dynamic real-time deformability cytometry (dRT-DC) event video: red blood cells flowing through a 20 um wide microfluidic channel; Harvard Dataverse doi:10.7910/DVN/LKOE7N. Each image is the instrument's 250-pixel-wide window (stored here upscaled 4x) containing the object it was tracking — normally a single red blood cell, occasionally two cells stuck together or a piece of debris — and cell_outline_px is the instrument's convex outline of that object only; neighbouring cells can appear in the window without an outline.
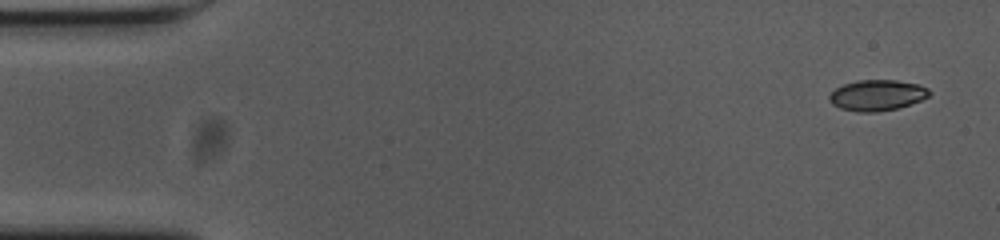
{"species": "common noctule bat (a hibernating species)", "species_latin": "Nyctalus noctula", "temperature_condition": "cold", "stored_images_in_passage": 54, "camera_frame_rate_fps": 3000, "um_per_image_px": 0.085, "animal": {"sex": "female", "body_mass_g": 23.0, "forearm_length_mm": 53.4}, "frame": {"image": 1, "passage_image": 1, "time_ms": 0.0, "image_size_px": [1000, 240], "cell_outline_px": [[932, 92], [928, 96], [920, 100], [896, 108], [876, 112], [860, 112], [840, 108], [832, 104], [828, 100], [828, 96], [836, 88], [844, 84], [860, 80], [896, 80], [920, 84], [928, 88]], "centroid_in_image_um": [74.55, 8.08], "position_along_channel_um": 10.5, "area_um2": 17.86}}
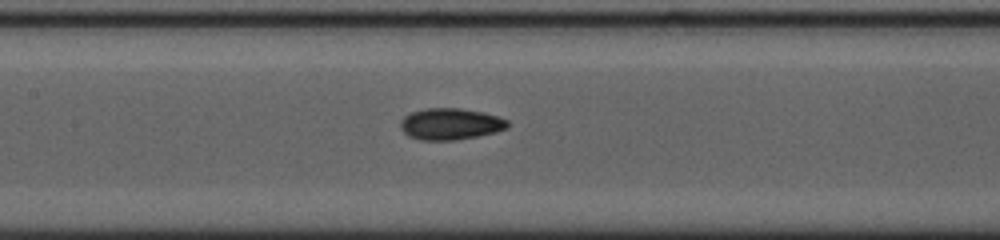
{"frame": {"image": 2, "passage_image": 24, "time_ms": 7.667, "image_size_px": [1000, 240], "cell_outline_px": [[508, 128], [496, 132], [476, 136], [452, 140], [424, 140], [408, 136], [400, 128], [400, 120], [404, 116], [412, 112], [424, 108], [460, 108], [484, 112], [500, 116], [508, 120]], "centroid_in_image_um": [38.3, 10.52], "position_along_channel_um": 169.1, "area_um2": 19.77}}
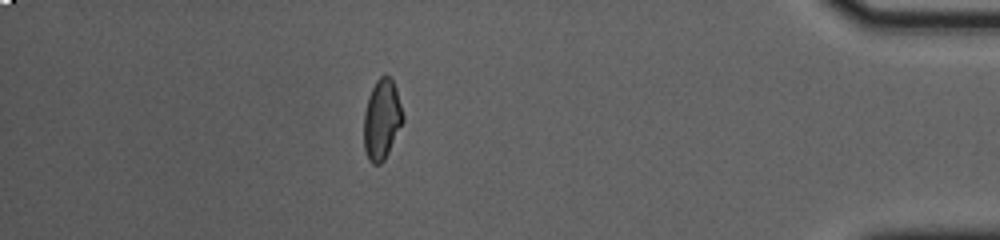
{"frame": {"image": 3, "passage_image": 47, "time_ms": 15.333, "image_size_px": [1000, 240], "cell_outline_px": [[404, 120], [384, 160], [380, 164], [372, 164], [368, 160], [364, 148], [364, 112], [368, 96], [376, 80], [380, 76], [388, 76], [392, 80], [396, 88], [404, 116]], "centroid_in_image_um": [32.44, 10.16], "position_along_channel_um": 402.8, "area_um2": 18.21}, "authors_computed_cell_mechanics": {"area_um2": 18.4671, "velocity_mm_per_s": 3.6719, "shape_relaxation_time_tau1_ms": 6.3186, "shape_relaxation_time_tau2_ms": 1.2133, "deformation_change_tau1": 0.1614, "deformation_change_tau2": 0.0504}}